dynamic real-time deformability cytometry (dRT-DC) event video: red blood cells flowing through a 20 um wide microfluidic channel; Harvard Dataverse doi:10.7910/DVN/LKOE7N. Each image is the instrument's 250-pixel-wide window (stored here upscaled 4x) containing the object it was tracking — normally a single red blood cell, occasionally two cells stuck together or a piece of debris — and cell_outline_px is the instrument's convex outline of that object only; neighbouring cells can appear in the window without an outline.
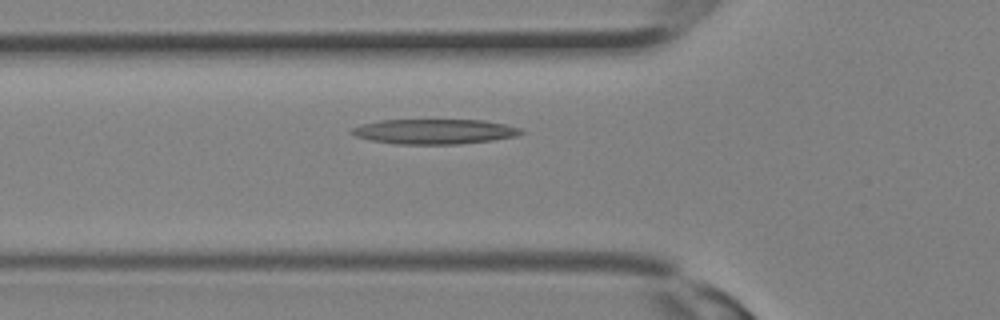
{"species": "Egyptian fruit bat (a non-hibernating species)", "species_latin": "Rousettus aegyptiacus", "temperature_condition": "room temperature", "stored_images_in_passage": 13, "camera_frame_rate_fps": 3000, "um_per_image_px": 0.085, "animal": {"sex": "female"}, "frame": {"image": 1, "passage_image": 3, "time_ms": 0.667, "image_size_px": [1000, 320], "cell_outline_px": [[524, 132], [516, 136], [492, 140], [460, 144], [396, 144], [372, 140], [356, 136], [348, 132], [352, 128], [360, 124], [380, 120], [484, 120], [508, 124], [520, 128]], "centroid_in_image_um": [36.93, 11.17], "position_along_channel_um": 88.9, "area_um2": 24.74}}
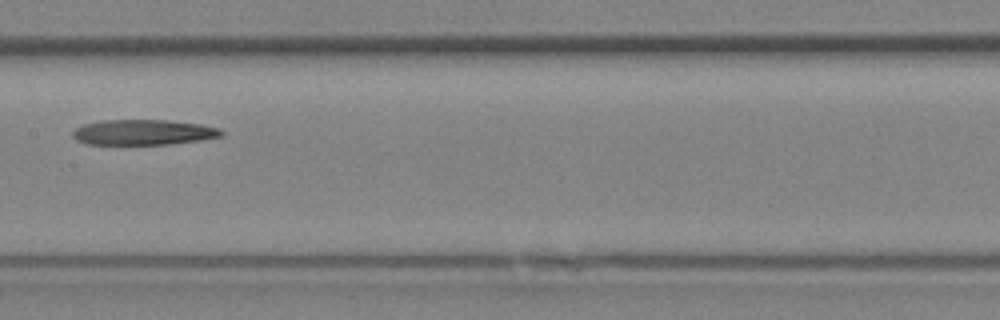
{"frame": {"image": 2, "passage_image": 8, "time_ms": 2.333, "image_size_px": [1000, 320], "cell_outline_px": [[224, 136], [200, 140], [168, 144], [88, 144], [76, 140], [72, 136], [72, 132], [76, 128], [84, 124], [104, 120], [168, 120], [200, 124], [220, 128], [224, 132]], "centroid_in_image_um": [12.21, 11.24], "position_along_channel_um": 195.2, "area_um2": 21.96}}
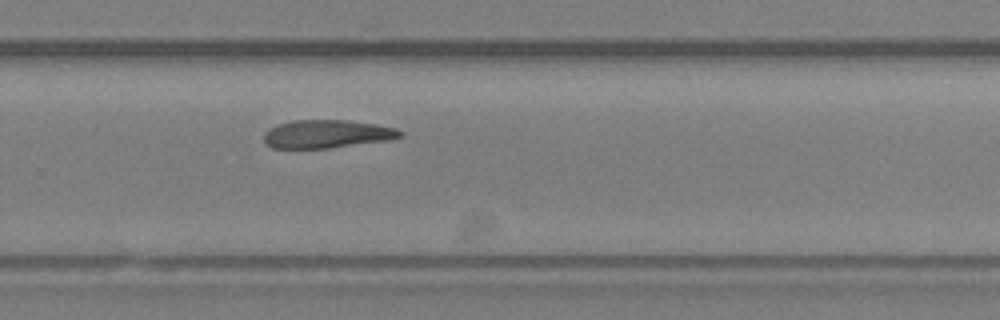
{"frame": {"image": 3, "passage_image": 13, "time_ms": 4.0, "image_size_px": [1000, 320], "cell_outline_px": [[404, 136], [388, 140], [328, 148], [272, 148], [264, 144], [264, 132], [268, 128], [276, 124], [292, 120], [348, 120], [376, 124], [396, 128], [404, 132]], "centroid_in_image_um": [27.76, 11.38], "position_along_channel_um": 302.0, "area_um2": 22.6}}